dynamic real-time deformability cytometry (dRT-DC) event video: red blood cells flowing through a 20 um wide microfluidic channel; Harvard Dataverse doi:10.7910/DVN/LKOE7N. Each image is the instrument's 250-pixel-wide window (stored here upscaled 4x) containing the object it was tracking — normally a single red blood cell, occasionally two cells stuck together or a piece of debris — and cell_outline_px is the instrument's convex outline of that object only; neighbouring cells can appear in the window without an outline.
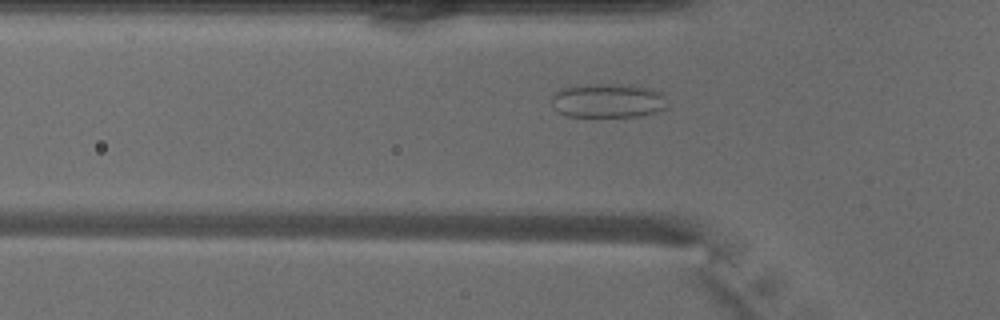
{"species": "common noctule bat (a hibernating species)", "species_latin": "Nyctalus noctula", "temperature_condition": "warm", "stored_images_in_passage": 45, "camera_frame_rate_fps": 3000, "um_per_image_px": 0.085, "animal": {"sex": "male", "body_mass_g": 18.8}, "frame": {"image": 1, "passage_image": 12, "time_ms": 3.667, "image_size_px": [1000, 320], "cell_outline_px": [[668, 108], [656, 112], [640, 116], [568, 116], [552, 108], [552, 96], [556, 92], [564, 88], [592, 84], [628, 84], [652, 88], [660, 92], [664, 96]], "centroid_in_image_um": [51.72, 8.55], "position_along_channel_um": 74.1, "area_um2": 23.06}}
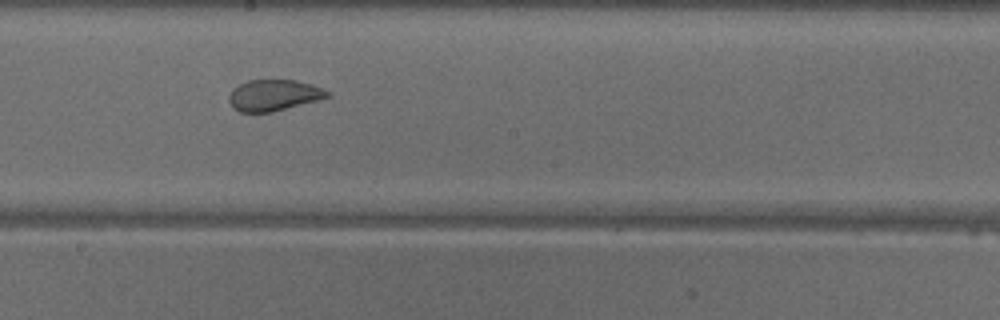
{"frame": {"image": 2, "passage_image": 23, "time_ms": 7.333, "image_size_px": [1000, 320], "cell_outline_px": [[332, 96], [320, 100], [272, 112], [240, 112], [228, 100], [228, 96], [232, 88], [248, 80], [296, 80], [312, 84], [324, 88], [332, 92]], "centroid_in_image_um": [23.34, 8.08], "position_along_channel_um": 224.9, "area_um2": 18.09}}
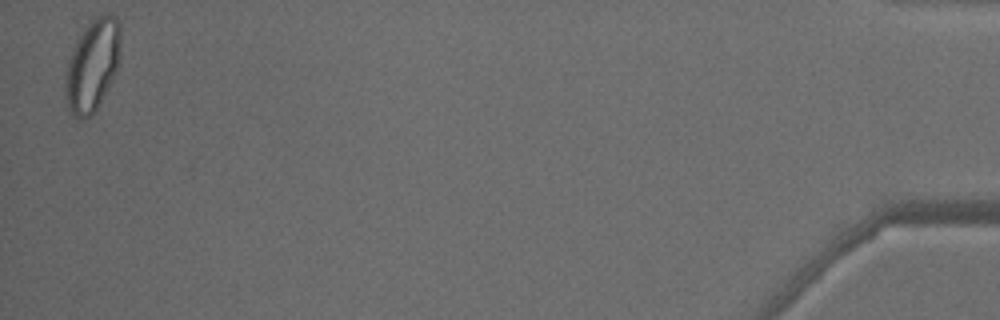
{"frame": {"image": 3, "passage_image": 45, "time_ms": 14.667, "image_size_px": [1000, 320], "cell_outline_px": [[120, 56], [116, 72], [96, 112], [84, 120], [80, 120], [68, 108], [64, 96], [64, 88], [68, 60], [72, 48], [84, 28], [92, 16], [104, 12], [108, 12], [116, 16], [120, 24]], "centroid_in_image_um": [7.86, 5.51], "position_along_channel_um": 427.3, "area_um2": 30.29}, "authors_computed_cell_mechanics": {"area_um2": 23.1778, "velocity_mm_per_s": 4.0732, "shape_relaxation_time_tau1_ms": null, "shape_relaxation_time_tau2_ms": 0.6561, "deformation_change_tau1": null, "deformation_change_tau2": 0.0667}}